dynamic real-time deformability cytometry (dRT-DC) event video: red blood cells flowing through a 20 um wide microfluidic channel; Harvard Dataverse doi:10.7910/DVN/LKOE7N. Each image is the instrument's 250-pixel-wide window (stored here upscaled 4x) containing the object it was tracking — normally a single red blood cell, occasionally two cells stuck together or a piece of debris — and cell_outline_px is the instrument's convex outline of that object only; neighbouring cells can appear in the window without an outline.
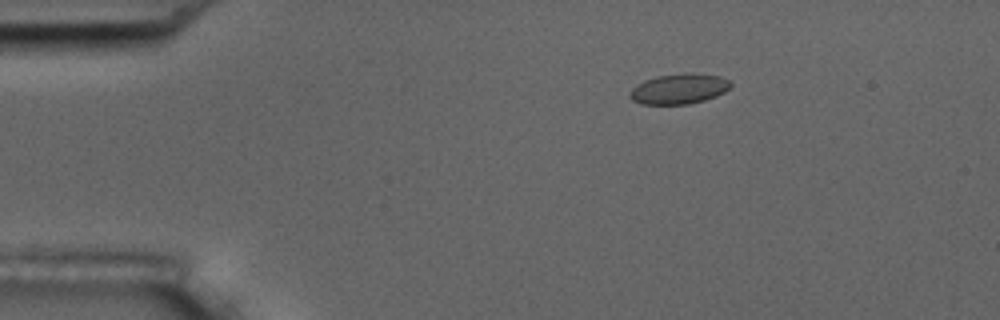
{"species": "common noctule bat (a hibernating species)", "species_latin": "Nyctalus noctula", "temperature_condition": "room temperature", "stored_images_in_passage": 5, "camera_frame_rate_fps": 3000, "um_per_image_px": 0.085, "animal": {"sex": "male", "body_mass_g": 17.5, "forearm_length_mm": 52.3}, "frame": {"image": 1, "passage_image": 3, "time_ms": 0.667, "image_size_px": [1000, 320], "cell_outline_px": [[732, 84], [724, 92], [716, 96], [704, 100], [688, 104], [640, 104], [632, 100], [628, 96], [628, 92], [636, 84], [644, 80], [656, 76], [684, 72], [692, 72], [720, 76], [728, 80]], "centroid_in_image_um": [57.67, 7.54], "position_along_channel_um": 27.3, "area_um2": 18.03}}